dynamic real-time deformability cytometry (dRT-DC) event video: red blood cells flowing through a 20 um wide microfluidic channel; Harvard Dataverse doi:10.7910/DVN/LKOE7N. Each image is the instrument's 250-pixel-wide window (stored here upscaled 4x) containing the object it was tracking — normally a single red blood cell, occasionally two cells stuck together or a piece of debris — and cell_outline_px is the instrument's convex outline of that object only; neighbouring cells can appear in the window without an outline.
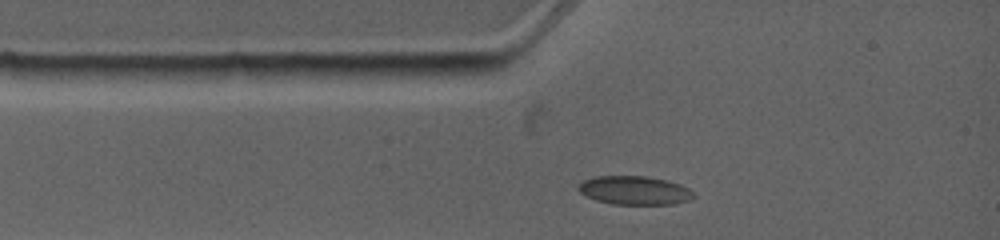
{"species": "common noctule bat (a hibernating species)", "species_latin": "Nyctalus noctula", "temperature_condition": "warm", "stored_images_in_passage": 3, "camera_frame_rate_fps": 4500, "um_per_image_px": 0.085, "animal": {"sex": "female", "body_mass_g": 19.0, "forearm_length_mm": 53.3}, "frame": {"image": 1, "passage_image": 1, "time_ms": 0.0, "image_size_px": [1000, 240], "cell_outline_px": [[696, 196], [688, 200], [672, 204], [612, 204], [596, 200], [584, 196], [576, 188], [584, 180], [596, 176], [648, 176], [668, 180], [680, 184], [688, 188]], "centroid_in_image_um": [53.92, 16.18], "position_along_channel_um": 31.1, "area_um2": 19.31}}
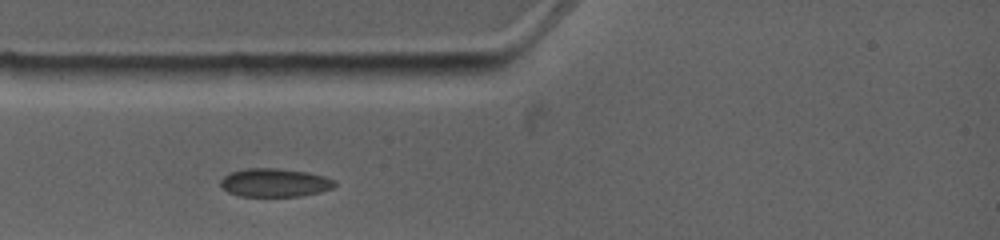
{"frame": {"image": 2, "passage_image": 2, "time_ms": 0.889, "image_size_px": [1000, 240], "cell_outline_px": [[336, 184], [332, 188], [320, 192], [300, 196], [240, 196], [228, 192], [220, 184], [220, 180], [224, 176], [232, 172], [244, 168], [276, 168], [308, 172], [324, 176], [336, 180]], "centroid_in_image_um": [23.37, 15.52], "position_along_channel_um": 61.6, "area_um2": 18.9}}
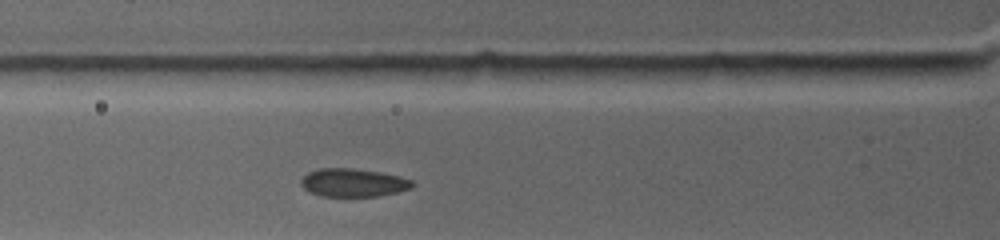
{"frame": {"image": 3, "passage_image": 3, "time_ms": 1.778, "image_size_px": [1000, 240], "cell_outline_px": [[416, 184], [412, 188], [396, 192], [376, 196], [320, 196], [308, 192], [300, 184], [300, 180], [308, 172], [320, 168], [352, 168], [380, 172], [400, 176], [412, 180]], "centroid_in_image_um": [30.01, 15.52], "position_along_channel_um": 95.8, "area_um2": 18.38}}